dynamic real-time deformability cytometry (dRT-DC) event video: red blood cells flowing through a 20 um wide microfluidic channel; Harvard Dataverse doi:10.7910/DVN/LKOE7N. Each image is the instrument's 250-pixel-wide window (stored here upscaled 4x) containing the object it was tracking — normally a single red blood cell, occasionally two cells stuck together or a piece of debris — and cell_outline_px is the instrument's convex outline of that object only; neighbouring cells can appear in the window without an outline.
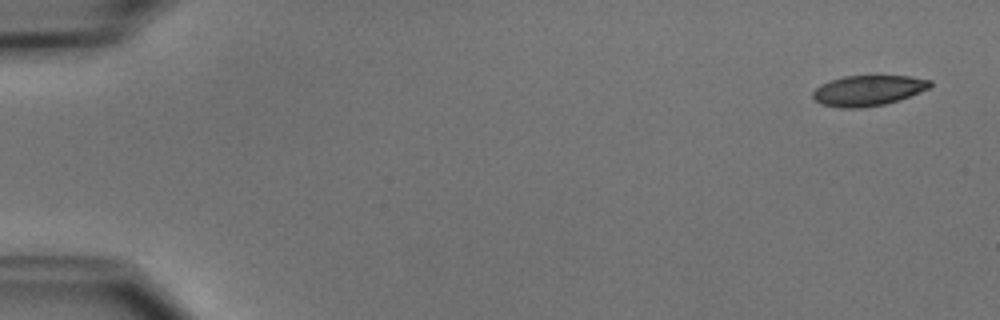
{"species": "common noctule bat (a hibernating species)", "species_latin": "Nyctalus noctula", "temperature_condition": "cold", "stored_images_in_passage": 6, "camera_frame_rate_fps": 3000, "um_per_image_px": 0.085, "animal": {"sex": "male", "body_mass_g": 15.6}, "frame": {"image": 1, "passage_image": 1, "time_ms": 0.0, "image_size_px": [1000, 320], "cell_outline_px": [[932, 84], [928, 88], [920, 92], [900, 100], [884, 104], [860, 108], [840, 108], [820, 104], [812, 96], [812, 92], [820, 84], [844, 76], [908, 76], [932, 80]], "centroid_in_image_um": [73.78, 7.7], "position_along_channel_um": 11.2, "area_um2": 20.81}}
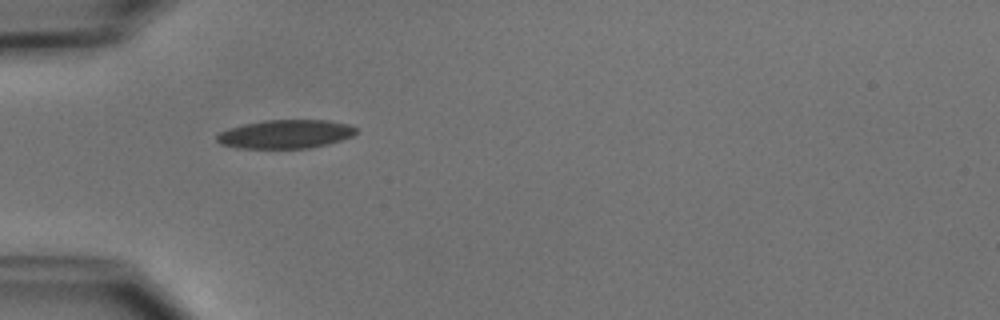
{"frame": {"image": 2, "passage_image": 5, "time_ms": 4.667, "image_size_px": [1000, 320], "cell_outline_px": [[356, 132], [352, 136], [340, 140], [308, 148], [240, 148], [220, 144], [216, 140], [216, 136], [220, 132], [228, 128], [244, 124], [264, 120], [328, 120], [348, 124], [356, 128]], "centroid_in_image_um": [24.23, 11.39], "position_along_channel_um": 60.8, "area_um2": 23.06}}